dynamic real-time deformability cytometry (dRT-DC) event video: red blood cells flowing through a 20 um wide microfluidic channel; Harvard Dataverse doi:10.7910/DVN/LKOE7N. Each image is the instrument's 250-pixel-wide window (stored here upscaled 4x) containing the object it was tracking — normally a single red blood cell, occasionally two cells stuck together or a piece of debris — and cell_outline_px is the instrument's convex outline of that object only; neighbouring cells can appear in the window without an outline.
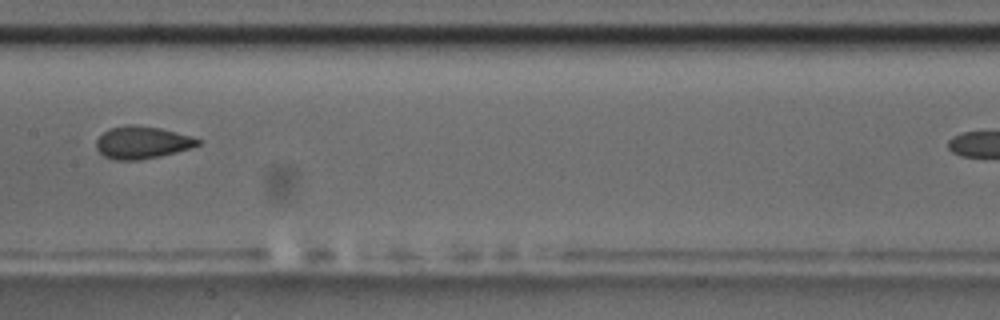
{"species": "common noctule bat (a hibernating species)", "species_latin": "Nyctalus noctula", "temperature_condition": "room temperature", "stored_images_in_passage": 8, "camera_frame_rate_fps": 3000, "um_per_image_px": 0.085, "animal": {"sex": "male", "body_mass_g": 17.5, "forearm_length_mm": 52.3}, "frame": {"image": 1, "passage_image": 5, "time_ms": 4.667, "image_size_px": [1000, 320], "cell_outline_px": [[204, 140], [200, 144], [192, 148], [160, 156], [140, 160], [112, 160], [104, 156], [96, 148], [96, 140], [104, 132], [112, 128], [160, 128], [192, 136]], "centroid_in_image_um": [12.14, 12.17], "position_along_channel_um": 195.3, "area_um2": 18.55}}
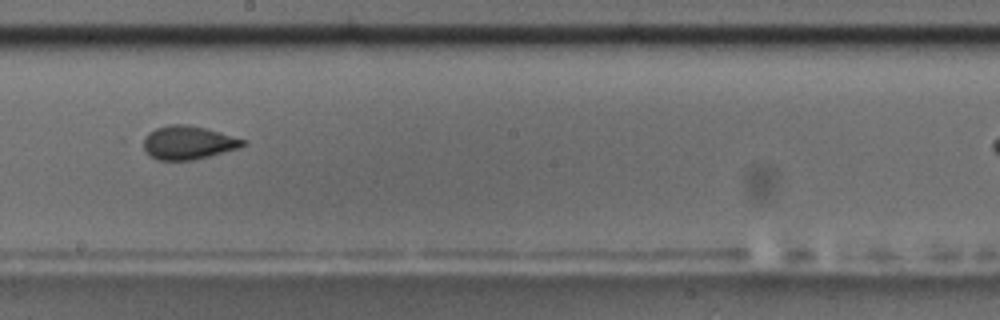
{"frame": {"image": 2, "passage_image": 6, "time_ms": 5.667, "image_size_px": [1000, 320], "cell_outline_px": [[248, 144], [240, 148], [192, 160], [156, 160], [136, 140], [148, 132], [156, 128], [168, 124], [188, 124], [204, 128], [248, 140]], "centroid_in_image_um": [15.94, 12.11], "position_along_channel_um": 232.3, "area_um2": 19.83}}